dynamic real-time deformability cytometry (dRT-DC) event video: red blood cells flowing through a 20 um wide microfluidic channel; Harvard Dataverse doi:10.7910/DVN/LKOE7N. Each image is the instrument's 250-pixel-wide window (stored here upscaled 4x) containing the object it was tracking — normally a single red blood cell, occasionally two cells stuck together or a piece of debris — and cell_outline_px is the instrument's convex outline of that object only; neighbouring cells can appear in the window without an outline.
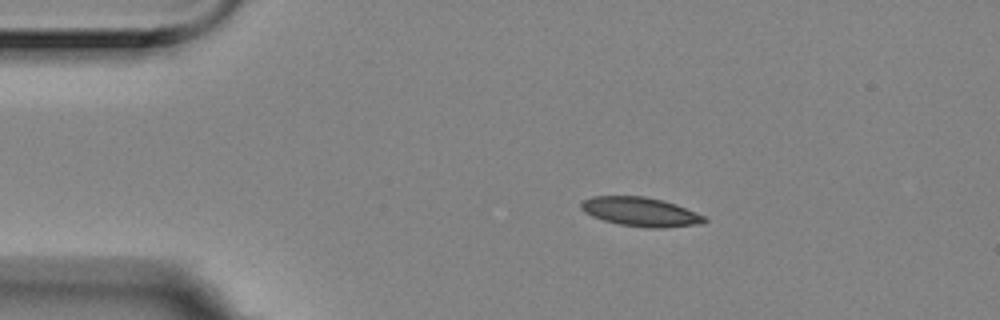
{"species": "Egyptian fruit bat (a non-hibernating species)", "species_latin": "Rousettus aegyptiacus", "temperature_condition": "room temperature", "stored_images_in_passage": 4, "camera_frame_rate_fps": 3000, "um_per_image_px": 0.085, "animal": {"sex": "female"}, "frame": {"image": 1, "passage_image": 1, "time_ms": 0.0, "image_size_px": [1000, 320], "cell_outline_px": [[708, 220], [700, 224], [664, 228], [648, 228], [620, 224], [604, 220], [592, 216], [584, 212], [580, 208], [580, 204], [584, 200], [592, 196], [644, 196], [664, 200], [676, 204], [704, 216]], "centroid_in_image_um": [54.44, 18.0], "position_along_channel_um": 30.6, "area_um2": 20.87}}
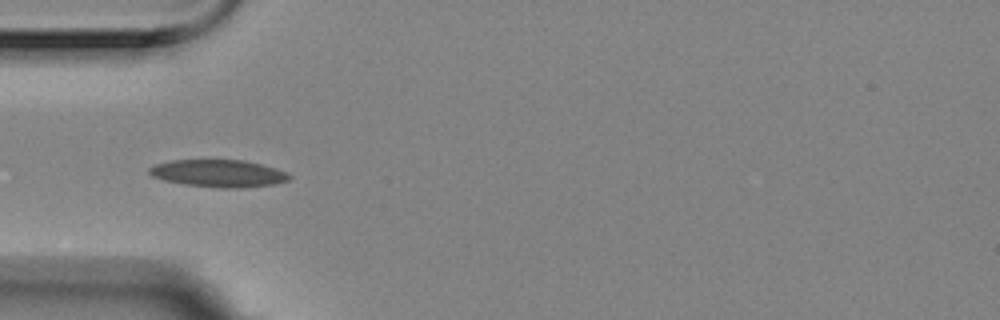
{"frame": {"image": 2, "passage_image": 3, "time_ms": 0.667, "image_size_px": [1000, 320], "cell_outline_px": [[292, 176], [288, 180], [276, 184], [240, 188], [220, 188], [184, 184], [164, 180], [152, 176], [148, 172], [148, 168], [156, 164], [172, 160], [244, 160], [276, 168], [288, 172]], "centroid_in_image_um": [18.6, 14.74], "position_along_channel_um": 66.4, "area_um2": 22.37}}
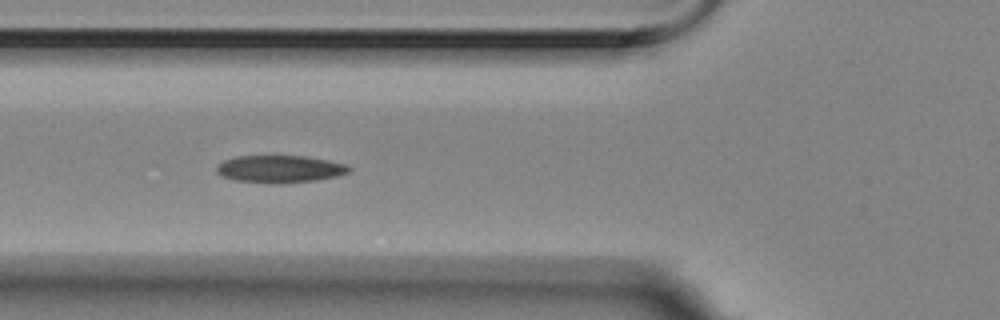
{"frame": {"image": 3, "passage_image": 4, "time_ms": 1.0, "image_size_px": [1000, 320], "cell_outline_px": [[352, 168], [348, 172], [336, 176], [316, 180], [280, 184], [272, 184], [236, 180], [224, 176], [216, 172], [216, 168], [224, 160], [236, 156], [304, 156], [328, 160], [348, 164]], "centroid_in_image_um": [23.82, 14.37], "position_along_channel_um": 102.0, "area_um2": 21.1}}